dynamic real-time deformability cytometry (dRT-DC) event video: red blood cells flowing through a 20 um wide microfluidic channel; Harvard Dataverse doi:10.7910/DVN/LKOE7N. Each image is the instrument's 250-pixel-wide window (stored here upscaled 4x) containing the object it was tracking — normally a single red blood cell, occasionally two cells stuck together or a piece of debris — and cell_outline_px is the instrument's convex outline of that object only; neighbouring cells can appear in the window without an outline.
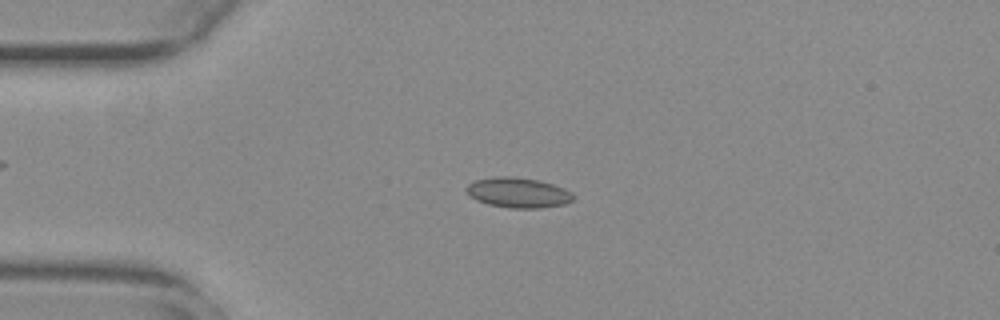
{"species": "common noctule bat (a hibernating species)", "species_latin": "Nyctalus noctula", "temperature_condition": "warm", "stored_images_in_passage": 54, "camera_frame_rate_fps": 3000, "um_per_image_px": 0.085, "animal": {"sex": "female", "body_mass_g": 29.2, "forearm_length_mm": 56.3}, "frame": {"image": 1, "passage_image": 13, "time_ms": 4.0, "image_size_px": [1000, 320], "cell_outline_px": [[576, 196], [572, 200], [564, 204], [540, 208], [512, 208], [488, 204], [476, 200], [468, 196], [464, 188], [468, 184], [476, 180], [500, 176], [508, 176], [536, 180], [552, 184], [564, 188], [572, 192]], "centroid_in_image_um": [44.02, 16.38], "position_along_channel_um": 41.0, "area_um2": 18.73}}
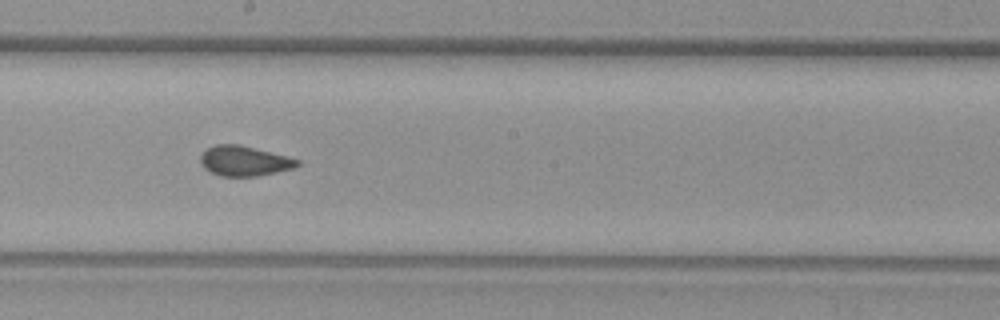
{"frame": {"image": 2, "passage_image": 30, "time_ms": 9.667, "image_size_px": [1000, 320], "cell_outline_px": [[300, 164], [292, 168], [276, 172], [256, 176], [220, 176], [204, 168], [200, 164], [200, 156], [208, 148], [216, 144], [240, 144], [288, 156], [300, 160]], "centroid_in_image_um": [20.76, 13.67], "position_along_channel_um": 227.4, "area_um2": 16.94}}
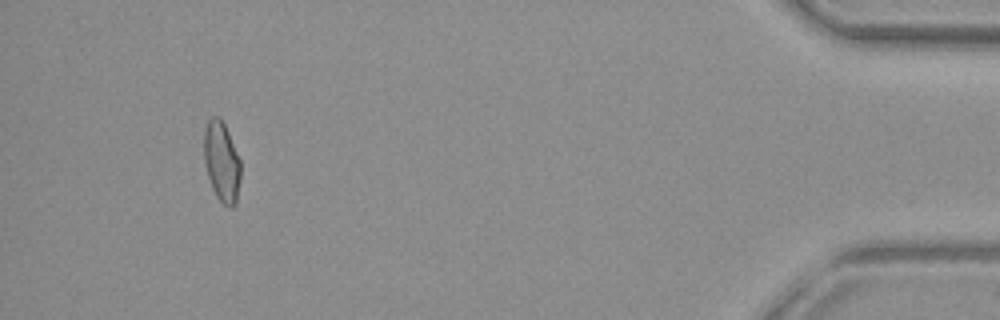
{"frame": {"image": 3, "passage_image": 51, "time_ms": 16.667, "image_size_px": [1000, 320], "cell_outline_px": [[240, 176], [236, 204], [232, 208], [228, 208], [216, 196], [212, 188], [204, 164], [204, 132], [208, 120], [212, 116], [220, 116], [228, 132], [240, 160]], "centroid_in_image_um": [18.83, 13.75], "position_along_channel_um": 416.4, "area_um2": 17.11}, "authors_computed_cell_mechanics": {"area_um2": 17.2244, "velocity_mm_per_s": 3.7544, "shape_relaxation_time_tau1_ms": null, "shape_relaxation_time_tau2_ms": 1.1496, "deformation_change_tau1": null, "deformation_change_tau2": 0.053}}